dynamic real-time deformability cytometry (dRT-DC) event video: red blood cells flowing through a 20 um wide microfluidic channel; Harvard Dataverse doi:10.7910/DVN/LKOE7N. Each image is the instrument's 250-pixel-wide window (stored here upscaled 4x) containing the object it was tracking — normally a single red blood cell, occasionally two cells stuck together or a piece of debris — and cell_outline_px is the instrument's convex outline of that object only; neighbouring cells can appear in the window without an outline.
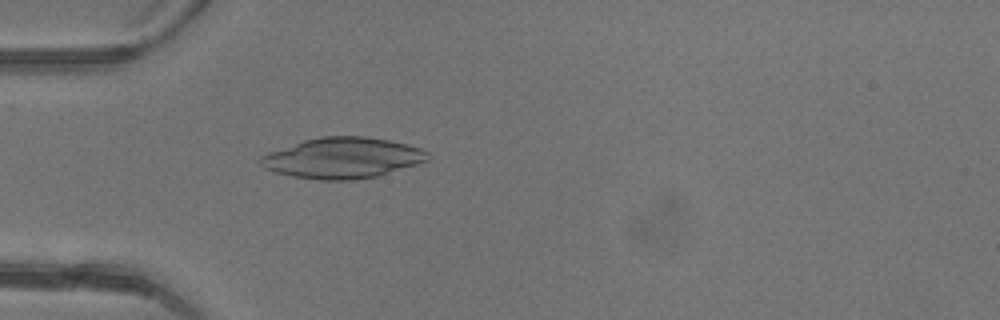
{"species": "common noctule bat (a hibernating species)", "species_latin": "Nyctalus noctula", "temperature_condition": "warm", "stored_images_in_passage": 46, "camera_frame_rate_fps": 3000, "um_per_image_px": 0.085, "animal": {"sex": "female"}, "frame": {"image": 1, "passage_image": 14, "time_ms": 4.333, "image_size_px": [1000, 320], "cell_outline_px": [[432, 156], [428, 160], [416, 164], [376, 176], [356, 180], [320, 180], [292, 176], [272, 172], [264, 168], [260, 164], [260, 156], [268, 152], [304, 140], [320, 136], [364, 136], [388, 140], [408, 144], [420, 148], [428, 152]], "centroid_in_image_um": [29.1, 13.42], "position_along_channel_um": 55.9, "area_um2": 39.77}}
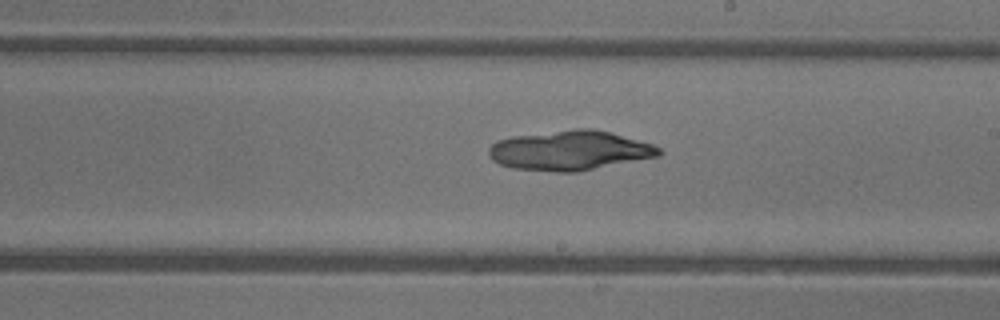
{"frame": {"image": 2, "passage_image": 27, "time_ms": 8.667, "image_size_px": [1000, 320], "cell_outline_px": [[664, 152], [660, 156], [576, 172], [556, 172], [512, 168], [500, 164], [492, 160], [488, 152], [488, 148], [496, 140], [512, 136], [576, 128], [592, 128], [608, 132], [652, 144], [660, 148]], "centroid_in_image_um": [48.42, 12.79], "position_along_channel_um": 240.6, "area_um2": 39.36}}
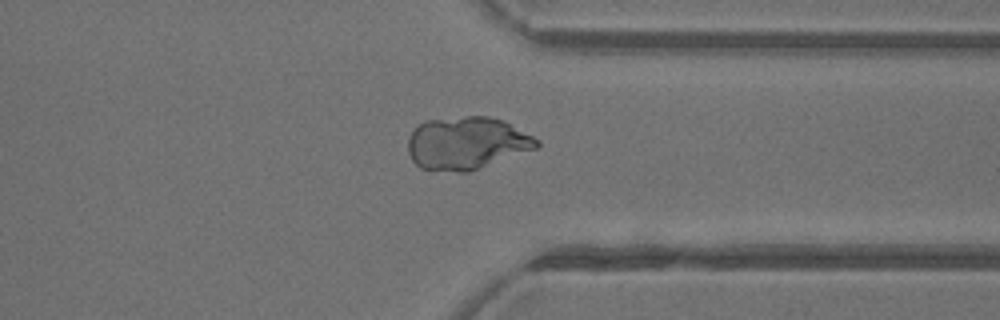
{"frame": {"image": 3, "passage_image": 36, "time_ms": 11.667, "image_size_px": [1000, 320], "cell_outline_px": [[540, 144], [536, 148], [468, 172], [456, 172], [420, 168], [412, 160], [408, 152], [408, 140], [412, 132], [424, 120], [464, 116], [488, 116], [500, 120], [540, 140]], "centroid_in_image_um": [39.63, 12.17], "position_along_channel_um": 371.8, "area_um2": 39.07}}